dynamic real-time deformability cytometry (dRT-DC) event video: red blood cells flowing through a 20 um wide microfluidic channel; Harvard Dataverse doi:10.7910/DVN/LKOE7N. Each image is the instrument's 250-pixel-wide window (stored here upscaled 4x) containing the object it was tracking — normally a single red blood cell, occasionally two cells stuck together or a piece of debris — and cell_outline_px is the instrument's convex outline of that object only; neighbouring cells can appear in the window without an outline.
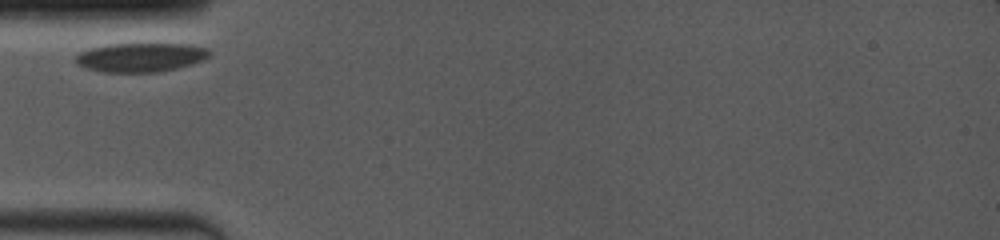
{"species": "common noctule bat (a hibernating species)", "species_latin": "Nyctalus noctula", "temperature_condition": "room temperature", "stored_images_in_passage": 4, "camera_frame_rate_fps": 4000, "um_per_image_px": 0.085, "animal": {"sex": "female", "body_mass_g": 19.0, "forearm_length_mm": 53.3}, "frame": {"image": 1, "passage_image": 1, "time_ms": 0.0, "image_size_px": [1000, 240], "cell_outline_px": [[212, 52], [204, 60], [192, 64], [176, 68], [156, 72], [108, 72], [88, 68], [80, 64], [76, 60], [76, 56], [80, 52], [92, 48], [108, 44], [188, 44], [208, 48]], "centroid_in_image_um": [12.03, 4.86], "position_along_channel_um": 73.0, "area_um2": 22.31}}
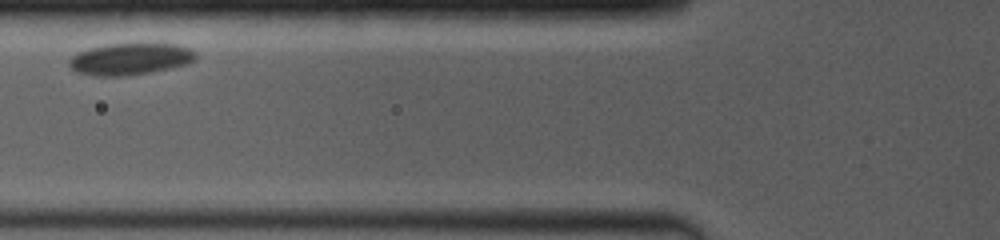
{"frame": {"image": 2, "passage_image": 3, "time_ms": 1.25, "image_size_px": [1000, 240], "cell_outline_px": [[196, 60], [188, 64], [128, 76], [96, 76], [76, 72], [68, 64], [68, 60], [72, 56], [80, 52], [92, 48], [108, 44], [176, 44], [188, 48], [196, 56]], "centroid_in_image_um": [11.05, 5.03], "position_along_channel_um": 114.8, "area_um2": 23.06}}